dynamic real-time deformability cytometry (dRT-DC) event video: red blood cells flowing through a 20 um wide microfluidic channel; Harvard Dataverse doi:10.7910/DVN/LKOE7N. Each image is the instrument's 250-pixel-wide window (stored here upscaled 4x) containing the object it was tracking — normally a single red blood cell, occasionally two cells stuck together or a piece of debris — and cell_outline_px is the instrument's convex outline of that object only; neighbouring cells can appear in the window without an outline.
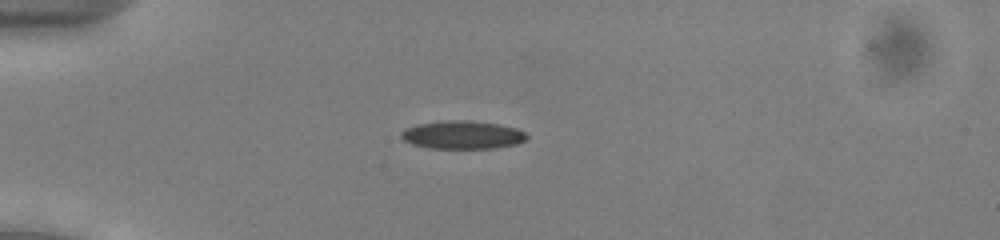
{"species": "common noctule bat (a hibernating species)", "species_latin": "Nyctalus noctula", "temperature_condition": "cold", "stored_images_in_passage": 40, "camera_frame_rate_fps": 3000, "um_per_image_px": 0.085, "animal": {"sex": "male", "body_mass_g": 13.0, "forearm_length_mm": 53.1}, "frame": {"image": 1, "passage_image": 2, "time_ms": 0.333, "image_size_px": [1000, 240], "cell_outline_px": [[528, 140], [516, 144], [496, 148], [428, 148], [412, 144], [404, 140], [400, 136], [400, 132], [404, 128], [416, 124], [444, 120], [468, 120], [500, 124], [516, 128], [524, 132], [528, 136]], "centroid_in_image_um": [39.3, 11.46], "position_along_channel_um": 45.7, "area_um2": 20.87}}
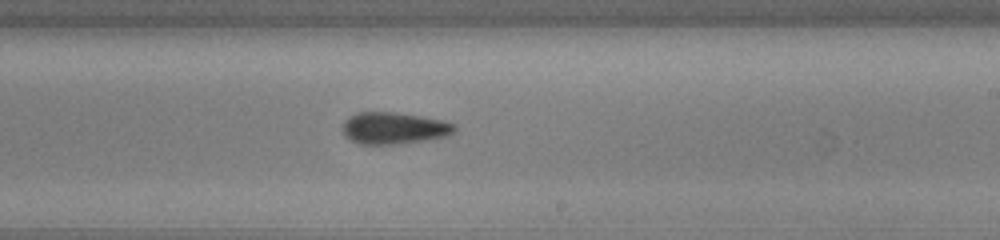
{"frame": {"image": 2, "passage_image": 20, "time_ms": 6.333, "image_size_px": [1000, 240], "cell_outline_px": [[456, 128], [448, 136], [396, 144], [360, 144], [344, 136], [340, 128], [344, 120], [356, 112], [396, 112], [444, 120], [456, 124]], "centroid_in_image_um": [33.44, 10.88], "position_along_channel_um": 255.6, "area_um2": 20.87}}
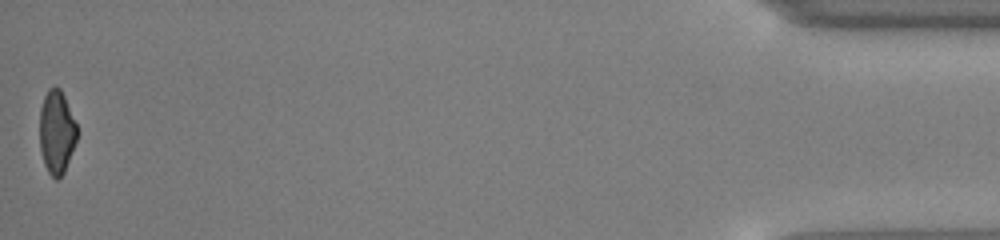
{"frame": {"image": 3, "passage_image": 40, "time_ms": 13.0, "image_size_px": [1000, 240], "cell_outline_px": [[76, 140], [64, 172], [56, 180], [48, 172], [44, 164], [40, 148], [40, 108], [44, 96], [48, 88], [60, 88], [64, 96], [76, 124]], "centroid_in_image_um": [4.79, 11.22], "position_along_channel_um": 430.4, "area_um2": 17.8}, "authors_computed_cell_mechanics": {"area_um2": 20.3456, "velocity_mm_per_s": 3.955, "shape_relaxation_time_tau1_ms": 2.4582, "shape_relaxation_time_tau2_ms": 2.3811, "deformation_change_tau1": 0.1093, "deformation_change_tau2": 0.1004}}